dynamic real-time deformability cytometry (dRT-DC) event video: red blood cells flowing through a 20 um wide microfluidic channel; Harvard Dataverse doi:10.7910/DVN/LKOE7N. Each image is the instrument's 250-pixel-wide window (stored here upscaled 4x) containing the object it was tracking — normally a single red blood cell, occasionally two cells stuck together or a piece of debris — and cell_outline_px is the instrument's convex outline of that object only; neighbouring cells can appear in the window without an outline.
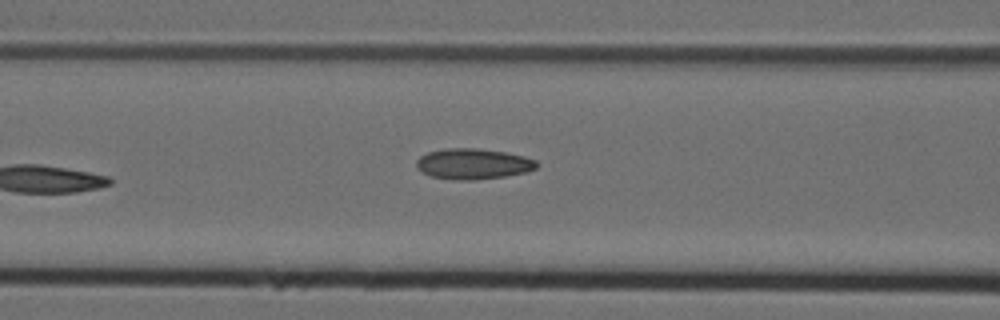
{"species": "Egyptian fruit bat (a non-hibernating species)", "species_latin": "Rousettus aegyptiacus", "temperature_condition": "cold", "stored_images_in_passage": 7, "camera_frame_rate_fps": 3000, "um_per_image_px": 0.085, "animal": {"sex": "female"}, "frame": {"image": 1, "passage_image": 7, "time_ms": 2.0, "image_size_px": [1000, 320], "cell_outline_px": [[540, 164], [536, 168], [528, 172], [504, 176], [472, 180], [452, 180], [432, 176], [416, 168], [416, 160], [420, 156], [428, 152], [448, 148], [476, 148], [504, 152], [524, 156], [536, 160]], "centroid_in_image_um": [40.23, 13.93], "position_along_channel_um": 126.4, "area_um2": 21.5}}